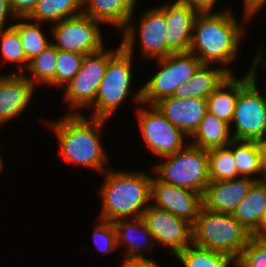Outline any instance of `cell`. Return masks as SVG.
<instances>
[{
	"instance_id": "cell-3",
	"label": "cell",
	"mask_w": 266,
	"mask_h": 267,
	"mask_svg": "<svg viewBox=\"0 0 266 267\" xmlns=\"http://www.w3.org/2000/svg\"><path fill=\"white\" fill-rule=\"evenodd\" d=\"M105 174L99 191L103 198L99 219L114 222L142 217L151 204L152 177L145 172L130 171L107 170Z\"/></svg>"
},
{
	"instance_id": "cell-21",
	"label": "cell",
	"mask_w": 266,
	"mask_h": 267,
	"mask_svg": "<svg viewBox=\"0 0 266 267\" xmlns=\"http://www.w3.org/2000/svg\"><path fill=\"white\" fill-rule=\"evenodd\" d=\"M136 0H83L82 13L102 24H110L122 33L131 20Z\"/></svg>"
},
{
	"instance_id": "cell-7",
	"label": "cell",
	"mask_w": 266,
	"mask_h": 267,
	"mask_svg": "<svg viewBox=\"0 0 266 267\" xmlns=\"http://www.w3.org/2000/svg\"><path fill=\"white\" fill-rule=\"evenodd\" d=\"M156 61L161 69L135 93L133 100L136 104L154 105L160 99L172 96L175 90L203 65L201 60L190 52L172 53L157 58Z\"/></svg>"
},
{
	"instance_id": "cell-8",
	"label": "cell",
	"mask_w": 266,
	"mask_h": 267,
	"mask_svg": "<svg viewBox=\"0 0 266 267\" xmlns=\"http://www.w3.org/2000/svg\"><path fill=\"white\" fill-rule=\"evenodd\" d=\"M85 55L80 71L64 86V99L72 109L90 108L94 103L99 85L105 75L108 60L121 48Z\"/></svg>"
},
{
	"instance_id": "cell-5",
	"label": "cell",
	"mask_w": 266,
	"mask_h": 267,
	"mask_svg": "<svg viewBox=\"0 0 266 267\" xmlns=\"http://www.w3.org/2000/svg\"><path fill=\"white\" fill-rule=\"evenodd\" d=\"M252 238L251 233L232 215L201 208L192 225V244L224 253L236 260Z\"/></svg>"
},
{
	"instance_id": "cell-1",
	"label": "cell",
	"mask_w": 266,
	"mask_h": 267,
	"mask_svg": "<svg viewBox=\"0 0 266 267\" xmlns=\"http://www.w3.org/2000/svg\"><path fill=\"white\" fill-rule=\"evenodd\" d=\"M57 121L50 122L60 144L61 158L68 163L79 164L95 171H105L108 156L99 135L105 119H88L77 111H69Z\"/></svg>"
},
{
	"instance_id": "cell-13",
	"label": "cell",
	"mask_w": 266,
	"mask_h": 267,
	"mask_svg": "<svg viewBox=\"0 0 266 267\" xmlns=\"http://www.w3.org/2000/svg\"><path fill=\"white\" fill-rule=\"evenodd\" d=\"M156 208L166 210L191 225L203 207L202 194L170 185L152 177L151 198Z\"/></svg>"
},
{
	"instance_id": "cell-2",
	"label": "cell",
	"mask_w": 266,
	"mask_h": 267,
	"mask_svg": "<svg viewBox=\"0 0 266 267\" xmlns=\"http://www.w3.org/2000/svg\"><path fill=\"white\" fill-rule=\"evenodd\" d=\"M243 29L229 9L197 14L188 52L196 55L203 64L218 63L225 67L237 56Z\"/></svg>"
},
{
	"instance_id": "cell-25",
	"label": "cell",
	"mask_w": 266,
	"mask_h": 267,
	"mask_svg": "<svg viewBox=\"0 0 266 267\" xmlns=\"http://www.w3.org/2000/svg\"><path fill=\"white\" fill-rule=\"evenodd\" d=\"M82 4L83 0H38L33 11L26 18L54 24L81 15Z\"/></svg>"
},
{
	"instance_id": "cell-32",
	"label": "cell",
	"mask_w": 266,
	"mask_h": 267,
	"mask_svg": "<svg viewBox=\"0 0 266 267\" xmlns=\"http://www.w3.org/2000/svg\"><path fill=\"white\" fill-rule=\"evenodd\" d=\"M85 55L58 50L55 86H66L74 76L80 71Z\"/></svg>"
},
{
	"instance_id": "cell-40",
	"label": "cell",
	"mask_w": 266,
	"mask_h": 267,
	"mask_svg": "<svg viewBox=\"0 0 266 267\" xmlns=\"http://www.w3.org/2000/svg\"><path fill=\"white\" fill-rule=\"evenodd\" d=\"M253 238L266 239V211L263 213L258 227L251 233Z\"/></svg>"
},
{
	"instance_id": "cell-35",
	"label": "cell",
	"mask_w": 266,
	"mask_h": 267,
	"mask_svg": "<svg viewBox=\"0 0 266 267\" xmlns=\"http://www.w3.org/2000/svg\"><path fill=\"white\" fill-rule=\"evenodd\" d=\"M38 0H9L11 11L15 18L27 17L34 9Z\"/></svg>"
},
{
	"instance_id": "cell-4",
	"label": "cell",
	"mask_w": 266,
	"mask_h": 267,
	"mask_svg": "<svg viewBox=\"0 0 266 267\" xmlns=\"http://www.w3.org/2000/svg\"><path fill=\"white\" fill-rule=\"evenodd\" d=\"M134 26L133 22H128L122 31V47L108 60L105 75L91 105L95 107L92 118L108 120L130 93L133 76L131 62L136 40Z\"/></svg>"
},
{
	"instance_id": "cell-31",
	"label": "cell",
	"mask_w": 266,
	"mask_h": 267,
	"mask_svg": "<svg viewBox=\"0 0 266 267\" xmlns=\"http://www.w3.org/2000/svg\"><path fill=\"white\" fill-rule=\"evenodd\" d=\"M1 54L7 62H15L20 65V74H24V67L27 69L29 61L24 53L21 45L20 36L17 30L12 26H8L0 32ZM23 63H25L23 65ZM23 65V66H21Z\"/></svg>"
},
{
	"instance_id": "cell-19",
	"label": "cell",
	"mask_w": 266,
	"mask_h": 267,
	"mask_svg": "<svg viewBox=\"0 0 266 267\" xmlns=\"http://www.w3.org/2000/svg\"><path fill=\"white\" fill-rule=\"evenodd\" d=\"M138 28L142 56L156 60L173 53L167 47L165 14L159 7L146 11Z\"/></svg>"
},
{
	"instance_id": "cell-30",
	"label": "cell",
	"mask_w": 266,
	"mask_h": 267,
	"mask_svg": "<svg viewBox=\"0 0 266 267\" xmlns=\"http://www.w3.org/2000/svg\"><path fill=\"white\" fill-rule=\"evenodd\" d=\"M58 49L51 43L45 51L29 61L30 77L25 76L36 85L38 82L55 86V71ZM36 82V83H35Z\"/></svg>"
},
{
	"instance_id": "cell-28",
	"label": "cell",
	"mask_w": 266,
	"mask_h": 267,
	"mask_svg": "<svg viewBox=\"0 0 266 267\" xmlns=\"http://www.w3.org/2000/svg\"><path fill=\"white\" fill-rule=\"evenodd\" d=\"M176 257L184 267H229L232 263L235 264V260L224 253L194 244L179 252Z\"/></svg>"
},
{
	"instance_id": "cell-33",
	"label": "cell",
	"mask_w": 266,
	"mask_h": 267,
	"mask_svg": "<svg viewBox=\"0 0 266 267\" xmlns=\"http://www.w3.org/2000/svg\"><path fill=\"white\" fill-rule=\"evenodd\" d=\"M234 265L235 267H266V239L252 237Z\"/></svg>"
},
{
	"instance_id": "cell-9",
	"label": "cell",
	"mask_w": 266,
	"mask_h": 267,
	"mask_svg": "<svg viewBox=\"0 0 266 267\" xmlns=\"http://www.w3.org/2000/svg\"><path fill=\"white\" fill-rule=\"evenodd\" d=\"M102 24L93 18L81 15L54 23L52 34L56 43L52 44L61 51L82 55L93 54L104 48L98 25Z\"/></svg>"
},
{
	"instance_id": "cell-41",
	"label": "cell",
	"mask_w": 266,
	"mask_h": 267,
	"mask_svg": "<svg viewBox=\"0 0 266 267\" xmlns=\"http://www.w3.org/2000/svg\"><path fill=\"white\" fill-rule=\"evenodd\" d=\"M257 143L261 152L262 163L266 170V133L257 140Z\"/></svg>"
},
{
	"instance_id": "cell-6",
	"label": "cell",
	"mask_w": 266,
	"mask_h": 267,
	"mask_svg": "<svg viewBox=\"0 0 266 267\" xmlns=\"http://www.w3.org/2000/svg\"><path fill=\"white\" fill-rule=\"evenodd\" d=\"M161 158L165 161L153 168L160 181L204 194L210 182L207 150L190 144Z\"/></svg>"
},
{
	"instance_id": "cell-24",
	"label": "cell",
	"mask_w": 266,
	"mask_h": 267,
	"mask_svg": "<svg viewBox=\"0 0 266 267\" xmlns=\"http://www.w3.org/2000/svg\"><path fill=\"white\" fill-rule=\"evenodd\" d=\"M230 128L231 125L207 111L191 136L195 140L191 144L207 151L228 146L233 140Z\"/></svg>"
},
{
	"instance_id": "cell-26",
	"label": "cell",
	"mask_w": 266,
	"mask_h": 267,
	"mask_svg": "<svg viewBox=\"0 0 266 267\" xmlns=\"http://www.w3.org/2000/svg\"><path fill=\"white\" fill-rule=\"evenodd\" d=\"M233 155L240 177L253 178V175L259 174L261 180L266 179L257 141L233 139Z\"/></svg>"
},
{
	"instance_id": "cell-22",
	"label": "cell",
	"mask_w": 266,
	"mask_h": 267,
	"mask_svg": "<svg viewBox=\"0 0 266 267\" xmlns=\"http://www.w3.org/2000/svg\"><path fill=\"white\" fill-rule=\"evenodd\" d=\"M229 75H233L230 68L211 69V65L203 64L190 79L175 90L172 96L180 99L190 97L206 99Z\"/></svg>"
},
{
	"instance_id": "cell-11",
	"label": "cell",
	"mask_w": 266,
	"mask_h": 267,
	"mask_svg": "<svg viewBox=\"0 0 266 267\" xmlns=\"http://www.w3.org/2000/svg\"><path fill=\"white\" fill-rule=\"evenodd\" d=\"M139 108L137 119L146 147L159 157L174 154L185 147L184 137H188L174 126L155 105Z\"/></svg>"
},
{
	"instance_id": "cell-36",
	"label": "cell",
	"mask_w": 266,
	"mask_h": 267,
	"mask_svg": "<svg viewBox=\"0 0 266 267\" xmlns=\"http://www.w3.org/2000/svg\"><path fill=\"white\" fill-rule=\"evenodd\" d=\"M185 3L190 9L197 14L213 13V7L216 0H185Z\"/></svg>"
},
{
	"instance_id": "cell-27",
	"label": "cell",
	"mask_w": 266,
	"mask_h": 267,
	"mask_svg": "<svg viewBox=\"0 0 266 267\" xmlns=\"http://www.w3.org/2000/svg\"><path fill=\"white\" fill-rule=\"evenodd\" d=\"M207 153L210 182L240 177L233 155V140L228 146L214 148L208 150Z\"/></svg>"
},
{
	"instance_id": "cell-39",
	"label": "cell",
	"mask_w": 266,
	"mask_h": 267,
	"mask_svg": "<svg viewBox=\"0 0 266 267\" xmlns=\"http://www.w3.org/2000/svg\"><path fill=\"white\" fill-rule=\"evenodd\" d=\"M15 17L11 11L9 0H0V32L5 28V21L8 20V15Z\"/></svg>"
},
{
	"instance_id": "cell-29",
	"label": "cell",
	"mask_w": 266,
	"mask_h": 267,
	"mask_svg": "<svg viewBox=\"0 0 266 267\" xmlns=\"http://www.w3.org/2000/svg\"><path fill=\"white\" fill-rule=\"evenodd\" d=\"M19 19L24 21L15 22L12 26L17 30L24 53L27 60L30 61L38 54L45 51L52 42L45 38L46 36H44L37 23H30L31 20L26 17H18L17 20ZM25 20L29 21L26 22Z\"/></svg>"
},
{
	"instance_id": "cell-12",
	"label": "cell",
	"mask_w": 266,
	"mask_h": 267,
	"mask_svg": "<svg viewBox=\"0 0 266 267\" xmlns=\"http://www.w3.org/2000/svg\"><path fill=\"white\" fill-rule=\"evenodd\" d=\"M143 219L152 233L155 243H161L177 255L192 244V225L174 214L148 206Z\"/></svg>"
},
{
	"instance_id": "cell-37",
	"label": "cell",
	"mask_w": 266,
	"mask_h": 267,
	"mask_svg": "<svg viewBox=\"0 0 266 267\" xmlns=\"http://www.w3.org/2000/svg\"><path fill=\"white\" fill-rule=\"evenodd\" d=\"M265 4L266 0H244L245 21L251 19Z\"/></svg>"
},
{
	"instance_id": "cell-42",
	"label": "cell",
	"mask_w": 266,
	"mask_h": 267,
	"mask_svg": "<svg viewBox=\"0 0 266 267\" xmlns=\"http://www.w3.org/2000/svg\"><path fill=\"white\" fill-rule=\"evenodd\" d=\"M3 169V162H2V159H1V155H0V172L2 171Z\"/></svg>"
},
{
	"instance_id": "cell-15",
	"label": "cell",
	"mask_w": 266,
	"mask_h": 267,
	"mask_svg": "<svg viewBox=\"0 0 266 267\" xmlns=\"http://www.w3.org/2000/svg\"><path fill=\"white\" fill-rule=\"evenodd\" d=\"M259 180L260 176L209 182L202 195L203 208L215 213L233 214L235 208L247 196L252 184Z\"/></svg>"
},
{
	"instance_id": "cell-23",
	"label": "cell",
	"mask_w": 266,
	"mask_h": 267,
	"mask_svg": "<svg viewBox=\"0 0 266 267\" xmlns=\"http://www.w3.org/2000/svg\"><path fill=\"white\" fill-rule=\"evenodd\" d=\"M266 211V179L255 181L247 196L235 208L233 216L252 233Z\"/></svg>"
},
{
	"instance_id": "cell-20",
	"label": "cell",
	"mask_w": 266,
	"mask_h": 267,
	"mask_svg": "<svg viewBox=\"0 0 266 267\" xmlns=\"http://www.w3.org/2000/svg\"><path fill=\"white\" fill-rule=\"evenodd\" d=\"M131 220L130 218L118 219L113 222L116 230L117 245L125 243L124 245L128 247L127 253L125 252L123 262L132 259L147 258L144 254H142V252L144 250L150 251L151 248H154L153 245L156 244L143 217L132 218ZM138 233H140V236ZM140 237L143 238V243L139 241Z\"/></svg>"
},
{
	"instance_id": "cell-38",
	"label": "cell",
	"mask_w": 266,
	"mask_h": 267,
	"mask_svg": "<svg viewBox=\"0 0 266 267\" xmlns=\"http://www.w3.org/2000/svg\"><path fill=\"white\" fill-rule=\"evenodd\" d=\"M121 267H161L157 261L150 258L132 259L129 261H122Z\"/></svg>"
},
{
	"instance_id": "cell-43",
	"label": "cell",
	"mask_w": 266,
	"mask_h": 267,
	"mask_svg": "<svg viewBox=\"0 0 266 267\" xmlns=\"http://www.w3.org/2000/svg\"><path fill=\"white\" fill-rule=\"evenodd\" d=\"M185 0H176L174 2L183 3Z\"/></svg>"
},
{
	"instance_id": "cell-34",
	"label": "cell",
	"mask_w": 266,
	"mask_h": 267,
	"mask_svg": "<svg viewBox=\"0 0 266 267\" xmlns=\"http://www.w3.org/2000/svg\"><path fill=\"white\" fill-rule=\"evenodd\" d=\"M99 220L100 223L95 225L93 240L97 249L107 254L117 247L116 230L113 222Z\"/></svg>"
},
{
	"instance_id": "cell-10",
	"label": "cell",
	"mask_w": 266,
	"mask_h": 267,
	"mask_svg": "<svg viewBox=\"0 0 266 267\" xmlns=\"http://www.w3.org/2000/svg\"><path fill=\"white\" fill-rule=\"evenodd\" d=\"M256 76L239 92L231 123L235 125L232 138L257 141L266 133V98L257 87Z\"/></svg>"
},
{
	"instance_id": "cell-16",
	"label": "cell",
	"mask_w": 266,
	"mask_h": 267,
	"mask_svg": "<svg viewBox=\"0 0 266 267\" xmlns=\"http://www.w3.org/2000/svg\"><path fill=\"white\" fill-rule=\"evenodd\" d=\"M162 114L189 138L197 130L207 112V100L204 98H176L173 96L160 99L154 104Z\"/></svg>"
},
{
	"instance_id": "cell-14",
	"label": "cell",
	"mask_w": 266,
	"mask_h": 267,
	"mask_svg": "<svg viewBox=\"0 0 266 267\" xmlns=\"http://www.w3.org/2000/svg\"><path fill=\"white\" fill-rule=\"evenodd\" d=\"M260 50L252 60V66L245 76L237 79L229 75L207 98V111L215 114L229 125L232 122L239 92L256 76V70L263 64V51ZM262 61V62H261Z\"/></svg>"
},
{
	"instance_id": "cell-17",
	"label": "cell",
	"mask_w": 266,
	"mask_h": 267,
	"mask_svg": "<svg viewBox=\"0 0 266 267\" xmlns=\"http://www.w3.org/2000/svg\"><path fill=\"white\" fill-rule=\"evenodd\" d=\"M159 8L165 14L167 47L173 53H187L191 46L193 23L197 13L185 3L178 2Z\"/></svg>"
},
{
	"instance_id": "cell-18",
	"label": "cell",
	"mask_w": 266,
	"mask_h": 267,
	"mask_svg": "<svg viewBox=\"0 0 266 267\" xmlns=\"http://www.w3.org/2000/svg\"><path fill=\"white\" fill-rule=\"evenodd\" d=\"M35 85L24 75L0 76V125L20 115L30 104ZM30 101V102H29Z\"/></svg>"
}]
</instances>
